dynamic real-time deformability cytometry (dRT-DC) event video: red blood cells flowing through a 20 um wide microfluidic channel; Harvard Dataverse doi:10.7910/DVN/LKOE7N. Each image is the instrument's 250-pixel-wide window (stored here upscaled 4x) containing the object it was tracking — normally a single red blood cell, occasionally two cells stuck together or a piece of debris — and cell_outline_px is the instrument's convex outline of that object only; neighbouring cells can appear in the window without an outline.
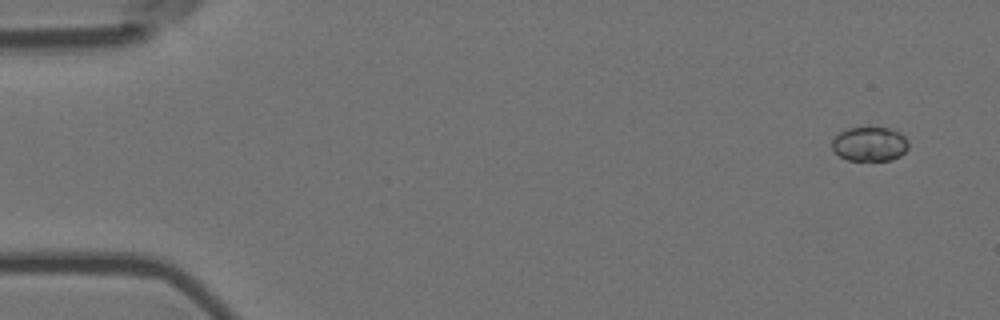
{"species": "Egyptian fruit bat (a non-hibernating species)", "species_latin": "Rousettus aegyptiacus", "temperature_condition": "room temperature", "stored_images_in_passage": 2, "camera_frame_rate_fps": 3000, "um_per_image_px": 0.085, "animal": {"sex": "female"}, "frame": {"image": 1, "passage_image": 2, "time_ms": 0.333, "image_size_px": [1000, 320], "cell_outline_px": [[908, 148], [900, 156], [892, 160], [848, 160], [840, 156], [832, 148], [832, 140], [840, 132], [848, 128], [888, 128], [900, 132], [904, 136], [908, 144]], "centroid_in_image_um": [73.93, 12.25], "position_along_channel_um": 11.1, "area_um2": 15.14}}